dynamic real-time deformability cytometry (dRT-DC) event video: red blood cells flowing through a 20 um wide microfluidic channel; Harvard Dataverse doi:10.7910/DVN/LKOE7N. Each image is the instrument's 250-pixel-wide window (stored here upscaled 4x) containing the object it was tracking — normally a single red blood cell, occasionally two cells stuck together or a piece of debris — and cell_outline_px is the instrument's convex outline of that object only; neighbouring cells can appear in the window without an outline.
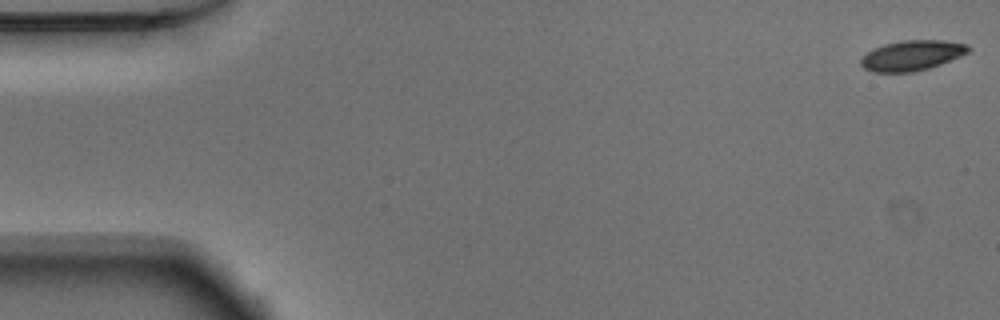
{"species": "Egyptian fruit bat (a non-hibernating species)", "species_latin": "Rousettus aegyptiacus", "temperature_condition": "warm", "stored_images_in_passage": 52, "camera_frame_rate_fps": 3000, "um_per_image_px": 0.085, "animal": {"sex": "male"}, "frame": {"image": 1, "passage_image": 1, "time_ms": 0.0, "image_size_px": [1000, 320], "cell_outline_px": [[972, 48], [968, 52], [960, 56], [940, 64], [928, 68], [912, 72], [872, 72], [864, 68], [860, 64], [860, 60], [872, 48], [884, 44], [900, 40], [944, 40], [968, 44]], "centroid_in_image_um": [77.51, 4.7], "position_along_channel_um": 7.5, "area_um2": 18.96}}
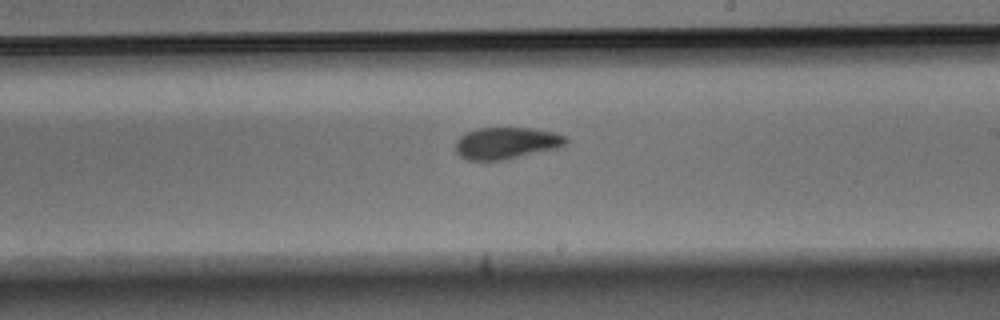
{"frame": {"image": 2, "passage_image": 30, "time_ms": 9.667, "image_size_px": [1000, 320], "cell_outline_px": [[568, 144], [556, 148], [500, 160], [468, 160], [460, 156], [456, 152], [456, 140], [464, 132], [480, 128], [532, 128], [552, 132], [568, 136]], "centroid_in_image_um": [43.03, 12.15], "position_along_channel_um": 246.0, "area_um2": 20.29}}
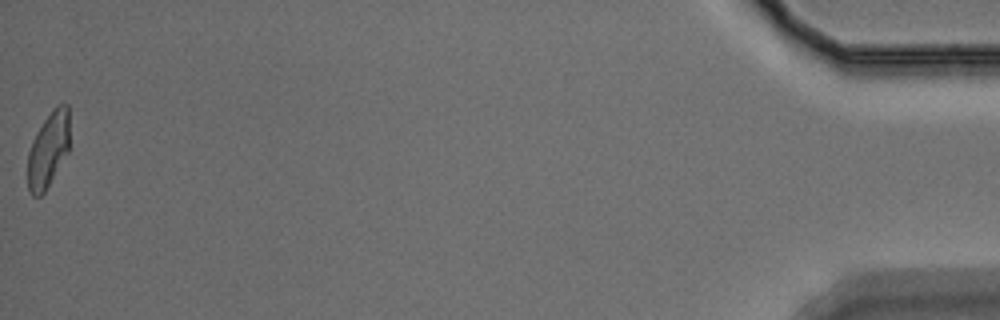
{"frame": {"image": 3, "passage_image": 52, "time_ms": 17.0, "image_size_px": [1000, 320], "cell_outline_px": [[68, 152], [44, 192], [40, 196], [32, 196], [28, 188], [28, 152], [32, 140], [36, 132], [52, 108], [56, 104], [68, 104]], "centroid_in_image_um": [4.09, 12.71], "position_along_channel_um": 431.1, "area_um2": 18.21}, "authors_computed_cell_mechanics": {"area_um2": 19.8832, "velocity_mm_per_s": 3.8777, "shape_relaxation_time_tau1_ms": 3.693, "shape_relaxation_time_tau2_ms": 1.7735, "deformation_change_tau1": 0.1689, "deformation_change_tau2": 0.0812}}